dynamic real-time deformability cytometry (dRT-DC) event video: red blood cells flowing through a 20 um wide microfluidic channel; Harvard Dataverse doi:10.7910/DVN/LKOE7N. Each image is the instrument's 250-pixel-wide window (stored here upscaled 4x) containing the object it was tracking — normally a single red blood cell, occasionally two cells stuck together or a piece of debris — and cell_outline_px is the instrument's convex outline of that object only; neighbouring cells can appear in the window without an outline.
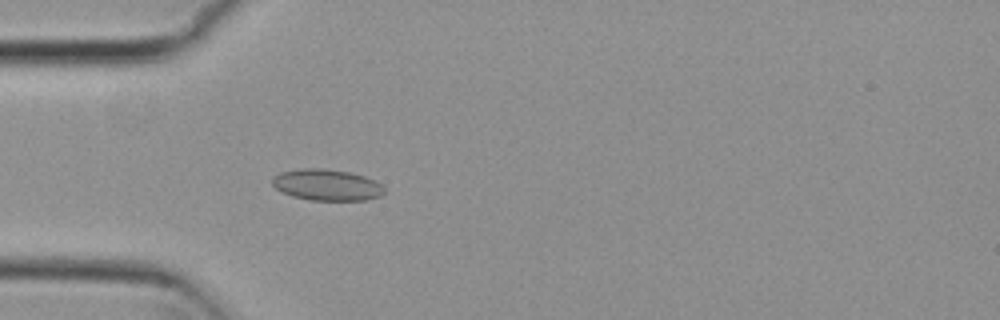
{"species": "common noctule bat (a hibernating species)", "species_latin": "Nyctalus noctula", "temperature_condition": "cold", "stored_images_in_passage": 5, "camera_frame_rate_fps": 3000, "um_per_image_px": 0.085, "animal": {"sex": "female", "body_mass_g": 29.2, "forearm_length_mm": 56.3}, "frame": {"image": 1, "passage_image": 5, "time_ms": 1.333, "image_size_px": [1000, 320], "cell_outline_px": [[388, 192], [380, 196], [368, 200], [312, 200], [292, 196], [276, 188], [272, 184], [272, 176], [280, 172], [300, 168], [324, 168], [348, 172], [364, 176], [380, 184]], "centroid_in_image_um": [27.78, 15.71], "position_along_channel_um": 57.2, "area_um2": 20.46}}